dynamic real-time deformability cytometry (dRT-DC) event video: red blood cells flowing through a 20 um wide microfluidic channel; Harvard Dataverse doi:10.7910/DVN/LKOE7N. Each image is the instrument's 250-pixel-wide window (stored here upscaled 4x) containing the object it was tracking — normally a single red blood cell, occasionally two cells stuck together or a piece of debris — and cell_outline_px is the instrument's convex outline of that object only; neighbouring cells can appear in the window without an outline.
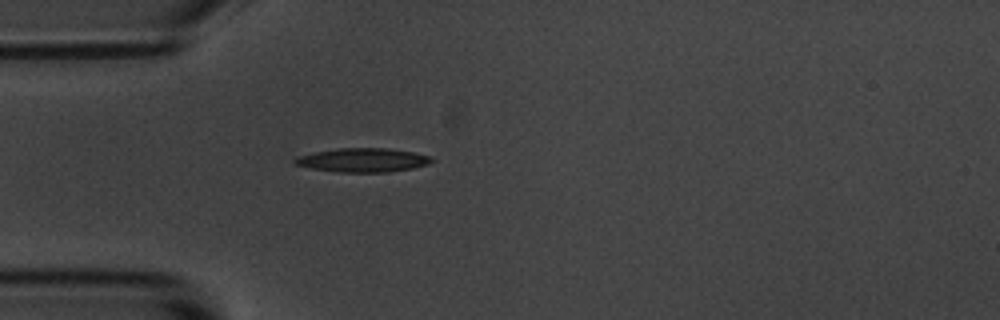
{"species": "common noctule bat (a hibernating species)", "species_latin": "Nyctalus noctula", "temperature_condition": "room temperature", "stored_images_in_passage": 37, "camera_frame_rate_fps": 3000, "um_per_image_px": 0.085, "animal": {"sex": "male", "body_mass_g": 20.1, "forearm_length_mm": 53.5}, "frame": {"image": 1, "passage_image": 1, "time_ms": 0.0, "image_size_px": [1000, 320], "cell_outline_px": [[436, 160], [428, 164], [412, 168], [388, 172], [336, 172], [312, 168], [292, 164], [292, 160], [296, 156], [316, 152], [340, 148], [388, 148], [412, 152], [432, 156]], "centroid_in_image_um": [30.84, 13.61], "position_along_channel_um": 54.2, "area_um2": 19.13}}
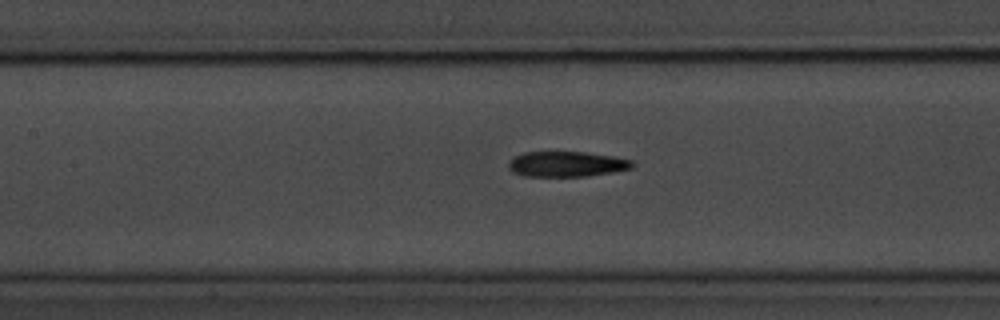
{"frame": {"image": 2, "passage_image": 10, "time_ms": 3.0, "image_size_px": [1000, 320], "cell_outline_px": [[636, 164], [632, 168], [612, 172], [588, 176], [524, 176], [512, 172], [508, 168], [508, 164], [516, 156], [524, 152], [584, 152], [612, 156], [632, 160]], "centroid_in_image_um": [48.18, 13.95], "position_along_channel_um": 159.2, "area_um2": 18.21}}
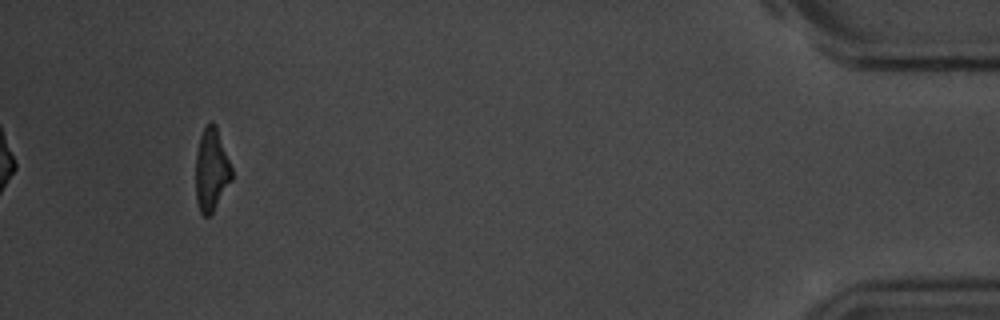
{"frame": {"image": 3, "passage_image": 37, "time_ms": 12.0, "image_size_px": [1000, 320], "cell_outline_px": [[232, 180], [212, 212], [208, 216], [204, 216], [200, 212], [196, 200], [196, 152], [200, 136], [204, 128], [212, 120], [216, 124], [232, 168]], "centroid_in_image_um": [17.97, 14.41], "position_along_channel_um": 417.2, "area_um2": 17.34}, "authors_computed_cell_mechanics": {"area_um2": 18.3804, "velocity_mm_per_s": 3.6641, "shape_relaxation_time_tau1_ms": 3.3031, "shape_relaxation_time_tau2_ms": 3.1596, "deformation_change_tau1": 0.197, "deformation_change_tau2": 0.1306}}